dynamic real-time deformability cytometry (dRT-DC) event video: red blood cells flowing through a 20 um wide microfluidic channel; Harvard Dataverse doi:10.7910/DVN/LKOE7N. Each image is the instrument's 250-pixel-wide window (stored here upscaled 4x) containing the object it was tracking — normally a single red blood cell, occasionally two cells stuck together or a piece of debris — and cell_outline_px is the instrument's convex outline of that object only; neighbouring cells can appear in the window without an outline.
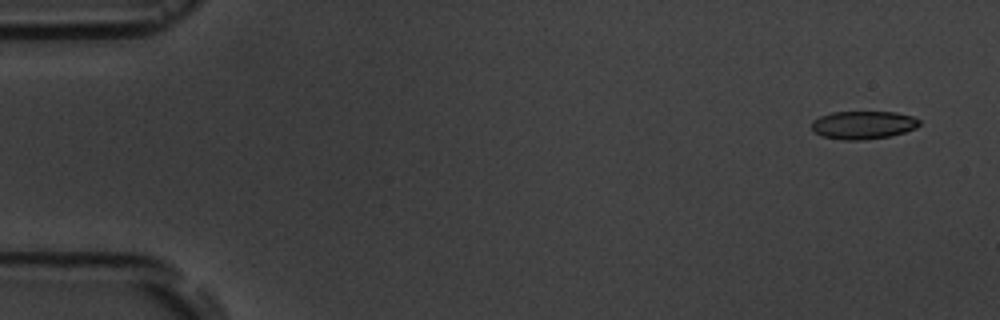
{"species": "common noctule bat (a hibernating species)", "species_latin": "Nyctalus noctula", "temperature_condition": "room temperature", "stored_images_in_passage": 5, "camera_frame_rate_fps": 3000, "um_per_image_px": 0.085, "animal": {"sex": "male", "body_mass_g": 19.5, "forearm_length_mm": 54.6}, "frame": {"image": 1, "passage_image": 1, "time_ms": 0.0, "image_size_px": [1000, 320], "cell_outline_px": [[920, 124], [916, 128], [904, 132], [888, 136], [860, 140], [844, 140], [820, 136], [812, 128], [812, 120], [820, 116], [832, 112], [896, 112], [912, 116], [920, 120]], "centroid_in_image_um": [73.36, 10.62], "position_along_channel_um": 11.6, "area_um2": 17.57}}
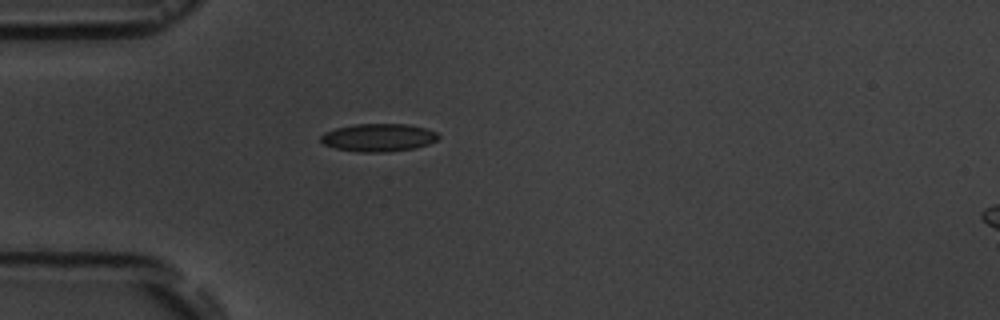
{"frame": {"image": 2, "passage_image": 5, "time_ms": 4.333, "image_size_px": [1000, 320], "cell_outline_px": [[440, 136], [436, 140], [428, 144], [416, 148], [388, 152], [360, 152], [336, 148], [324, 144], [320, 140], [320, 136], [324, 132], [336, 128], [356, 124], [408, 124], [424, 128], [436, 132]], "centroid_in_image_um": [32.17, 11.69], "position_along_channel_um": 52.8, "area_um2": 19.07}}